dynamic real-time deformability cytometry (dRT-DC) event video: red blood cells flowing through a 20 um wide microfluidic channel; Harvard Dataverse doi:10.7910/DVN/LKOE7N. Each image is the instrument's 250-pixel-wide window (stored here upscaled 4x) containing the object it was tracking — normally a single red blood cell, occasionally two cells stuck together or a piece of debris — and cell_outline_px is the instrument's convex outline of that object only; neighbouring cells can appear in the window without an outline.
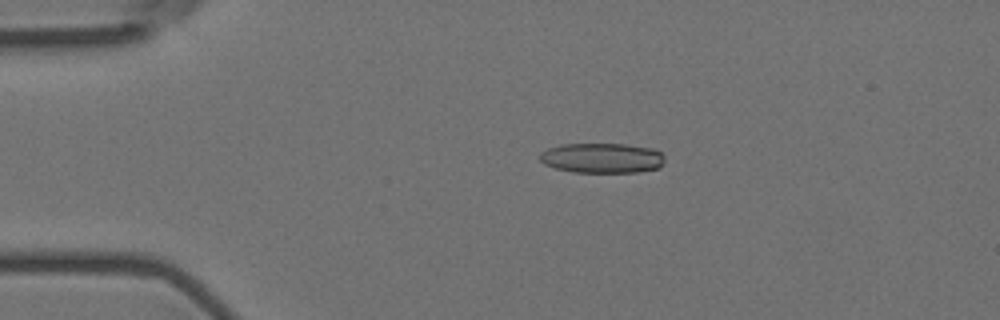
{"species": "Egyptian fruit bat (a non-hibernating species)", "species_latin": "Rousettus aegyptiacus", "temperature_condition": "room temperature", "stored_images_in_passage": 56, "camera_frame_rate_fps": 3000, "um_per_image_px": 0.085, "animal": {"sex": "female"}, "frame": {"image": 1, "passage_image": 12, "time_ms": 3.667, "image_size_px": [1000, 320], "cell_outline_px": [[664, 160], [660, 168], [636, 172], [572, 172], [556, 168], [544, 164], [536, 156], [540, 152], [548, 148], [560, 144], [624, 144], [652, 148], [660, 152], [664, 156]], "centroid_in_image_um": [51.14, 13.43], "position_along_channel_um": 33.9, "area_um2": 22.02}}
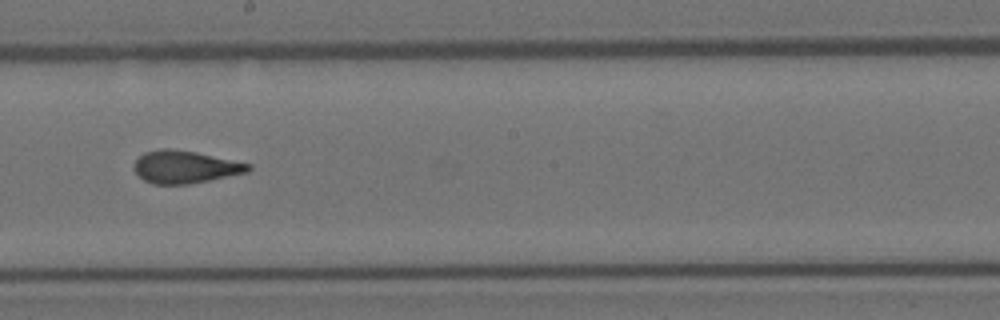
{"frame": {"image": 2, "passage_image": 32, "time_ms": 10.333, "image_size_px": [1000, 320], "cell_outline_px": [[252, 168], [248, 172], [188, 184], [152, 184], [144, 180], [136, 172], [136, 160], [144, 152], [164, 148], [168, 148], [196, 152], [252, 164]], "centroid_in_image_um": [15.76, 14.19], "position_along_channel_um": 232.4, "area_um2": 21.39}}
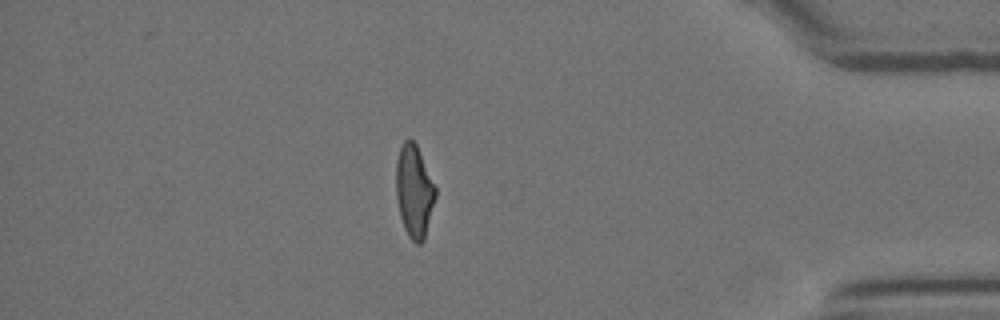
{"frame": {"image": 3, "passage_image": 49, "time_ms": 16.0, "image_size_px": [1000, 320], "cell_outline_px": [[436, 196], [424, 240], [420, 244], [416, 244], [408, 236], [404, 228], [400, 216], [396, 196], [396, 160], [400, 148], [404, 140], [408, 136], [416, 144], [436, 188]], "centroid_in_image_um": [35.19, 16.25], "position_along_channel_um": 400.0, "area_um2": 21.21}, "authors_computed_cell_mechanics": {"area_um2": 21.7617, "velocity_mm_per_s": 3.6229, "shape_relaxation_time_tau1_ms": 10.1325, "shape_relaxation_time_tau2_ms": 1.4768, "deformation_change_tau1": 0.2459, "deformation_change_tau2": 0.097}}